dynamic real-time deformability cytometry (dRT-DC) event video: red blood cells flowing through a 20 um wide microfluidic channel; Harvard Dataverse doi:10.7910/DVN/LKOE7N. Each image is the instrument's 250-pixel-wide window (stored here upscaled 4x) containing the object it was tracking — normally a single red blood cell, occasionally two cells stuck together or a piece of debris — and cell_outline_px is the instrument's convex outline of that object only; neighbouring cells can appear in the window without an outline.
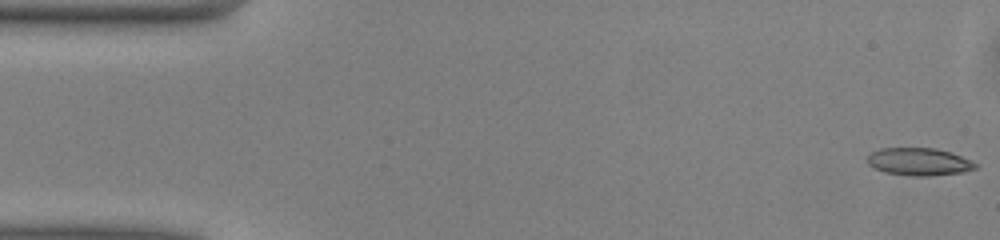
{"species": "common noctule bat (a hibernating species)", "species_latin": "Nyctalus noctula", "temperature_condition": "warm", "stored_images_in_passage": 50, "camera_frame_rate_fps": 3000, "um_per_image_px": 0.085, "animal": {"sex": "male", "body_mass_g": 13.0, "forearm_length_mm": 53.1}, "frame": {"image": 1, "passage_image": 1, "time_ms": 0.0, "image_size_px": [1000, 240], "cell_outline_px": [[980, 164], [976, 168], [964, 172], [928, 176], [912, 176], [884, 172], [868, 164], [868, 156], [872, 152], [880, 148], [936, 148], [952, 152]], "centroid_in_image_um": [78.16, 13.74], "position_along_channel_um": 6.8, "area_um2": 17.46}}
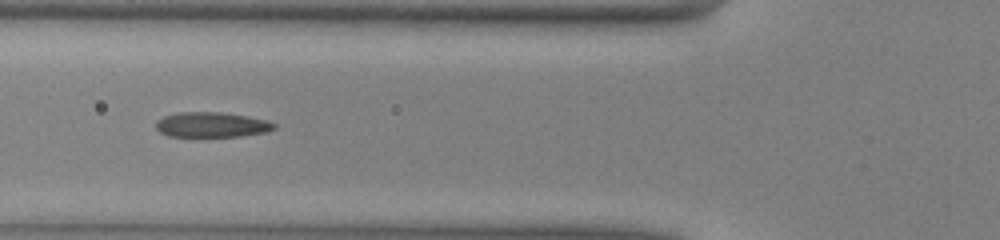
{"frame": {"image": 2, "passage_image": 18, "time_ms": 5.667, "image_size_px": [1000, 240], "cell_outline_px": [[276, 128], [264, 132], [240, 136], [168, 136], [160, 132], [156, 128], [156, 120], [164, 116], [180, 112], [220, 112], [248, 116], [268, 120], [276, 124]], "centroid_in_image_um": [17.99, 10.59], "position_along_channel_um": 107.8, "area_um2": 17.22}}
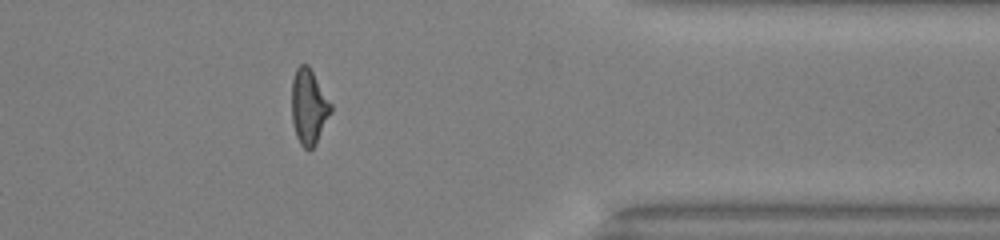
{"frame": {"image": 3, "passage_image": 40, "time_ms": 13.0, "image_size_px": [1000, 240], "cell_outline_px": [[332, 112], [316, 144], [312, 148], [304, 148], [300, 144], [296, 136], [292, 120], [292, 80], [296, 68], [300, 64], [308, 64], [332, 104]], "centroid_in_image_um": [26.25, 9.07], "position_along_channel_um": 385.1, "area_um2": 17.22}, "authors_computed_cell_mechanics": {"area_um2": 17.4556, "velocity_mm_per_s": 4.0812, "shape_relaxation_time_tau1_ms": 7.5547, "shape_relaxation_time_tau2_ms": 1.6707, "deformation_change_tau1": 0.1978, "deformation_change_tau2": 0.1007}}